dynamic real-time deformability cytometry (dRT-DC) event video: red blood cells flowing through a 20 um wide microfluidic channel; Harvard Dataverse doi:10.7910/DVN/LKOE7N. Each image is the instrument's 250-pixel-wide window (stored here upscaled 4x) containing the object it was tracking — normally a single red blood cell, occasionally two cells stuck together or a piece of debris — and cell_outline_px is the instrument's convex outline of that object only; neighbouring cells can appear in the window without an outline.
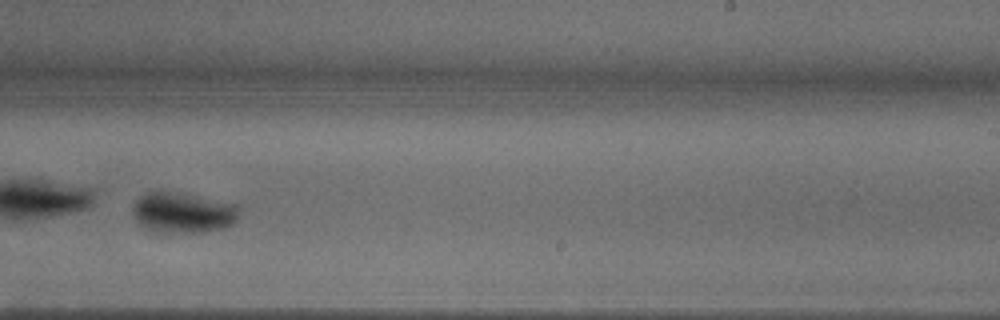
{"species": "common noctule bat (a hibernating species)", "species_latin": "Nyctalus noctula", "temperature_condition": "warm", "stored_images_in_passage": 35, "camera_frame_rate_fps": 3000, "um_per_image_px": 0.085, "animal": {"sex": "male", "body_mass_g": 18.8}, "frame": {"image": 1, "passage_image": 20, "time_ms": 6.333, "image_size_px": [1000, 320], "cell_outline_px": [[240, 212], [236, 220], [232, 224], [224, 228], [208, 232], [152, 232], [144, 228], [136, 220], [132, 212], [132, 208], [136, 200], [140, 196], [148, 192], [180, 192], [240, 204]], "centroid_in_image_um": [15.59, 18.08], "position_along_channel_um": 273.4, "area_um2": 25.61}, "authors_computed_cell_mechanics": {"area_um2": 25.7788, "velocity_mm_per_s": 3.688, "shape_relaxation_time_tau1_ms": 0.9991, "shape_relaxation_time_tau2_ms": null, "deformation_change_tau1": 0.265, "deformation_change_tau2": null}}